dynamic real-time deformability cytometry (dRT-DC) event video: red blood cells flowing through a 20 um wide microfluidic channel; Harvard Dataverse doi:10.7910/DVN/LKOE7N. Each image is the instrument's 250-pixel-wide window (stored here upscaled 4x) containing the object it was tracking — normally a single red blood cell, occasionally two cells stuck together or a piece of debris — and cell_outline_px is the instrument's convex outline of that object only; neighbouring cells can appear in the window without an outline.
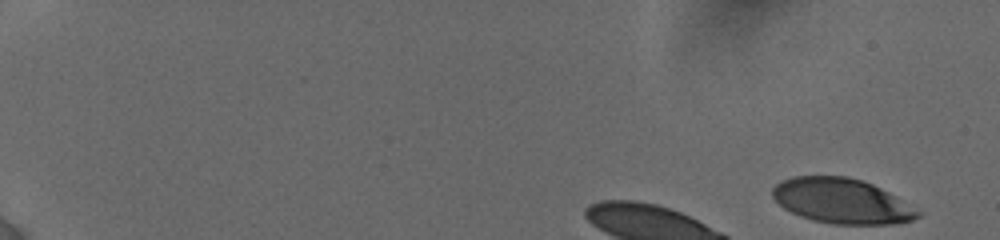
{"species": "human", "species_latin": "Homo sapiens", "temperature_condition": "cold", "stored_images_in_passage": 6, "camera_frame_rate_fps": 3000, "um_per_image_px": 0.085, "donor": {"sex": "female"}, "frame": {"image": 1, "passage_image": 1, "time_ms": 0.0, "image_size_px": [1000, 240], "cell_outline_px": [[924, 212], [920, 216], [912, 220], [892, 224], [832, 224], [812, 220], [800, 216], [784, 208], [772, 196], [772, 188], [776, 184], [792, 176], [848, 176], [864, 180], [888, 192]], "centroid_in_image_um": [71.57, 17.08], "position_along_channel_um": 13.4, "area_um2": 38.21}}